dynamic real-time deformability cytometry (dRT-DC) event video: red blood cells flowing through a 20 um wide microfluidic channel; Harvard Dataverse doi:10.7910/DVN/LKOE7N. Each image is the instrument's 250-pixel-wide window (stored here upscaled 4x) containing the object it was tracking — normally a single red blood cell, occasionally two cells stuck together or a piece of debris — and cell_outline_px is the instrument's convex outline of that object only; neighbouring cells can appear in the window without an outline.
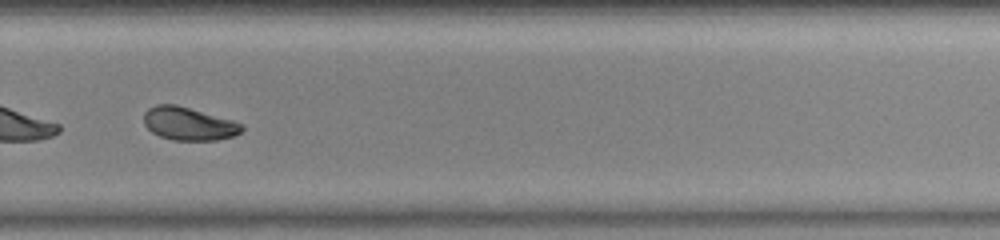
{"species": "common noctule bat (a hibernating species)", "species_latin": "Nyctalus noctula", "temperature_condition": "warm", "stored_images_in_passage": 36, "camera_frame_rate_fps": 3000, "um_per_image_px": 0.085, "animal": {"sex": "female", "body_mass_g": 23.0, "forearm_length_mm": 53.4}, "frame": {"image": 1, "passage_image": 21, "time_ms": 6.667, "image_size_px": [1000, 240], "cell_outline_px": [[244, 128], [240, 132], [232, 136], [216, 140], [172, 140], [160, 136], [152, 132], [144, 124], [144, 112], [148, 108], [156, 104], [176, 104], [232, 120], [244, 124]], "centroid_in_image_um": [16.02, 10.51], "position_along_channel_um": 313.8, "area_um2": 18.84}, "authors_computed_cell_mechanics": {"area_um2": 19.1029, "velocity_mm_per_s": 4.0329, "shape_relaxation_time_tau1_ms": 3.4726, "shape_relaxation_time_tau2_ms": 3.4184, "deformation_change_tau1": 0.1484, "deformation_change_tau2": 0.0811}}